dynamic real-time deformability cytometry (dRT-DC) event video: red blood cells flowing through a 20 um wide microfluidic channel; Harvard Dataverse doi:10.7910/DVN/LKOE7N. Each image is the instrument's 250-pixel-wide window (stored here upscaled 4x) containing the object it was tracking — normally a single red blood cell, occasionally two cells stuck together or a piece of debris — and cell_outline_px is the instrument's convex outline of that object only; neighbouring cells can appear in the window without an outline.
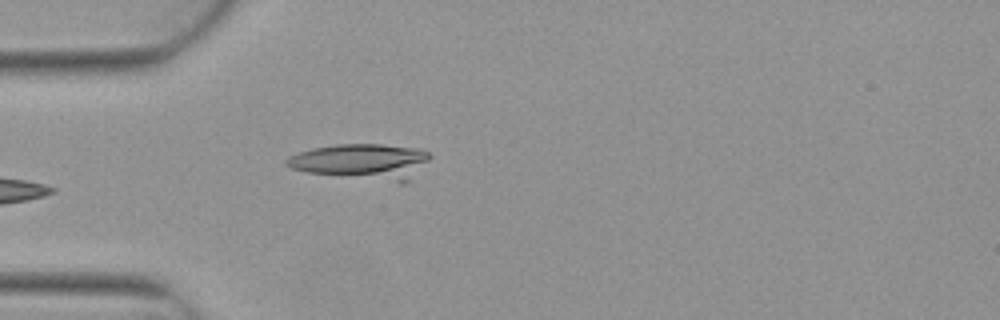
{"species": "Egyptian fruit bat (a non-hibernating species)", "species_latin": "Rousettus aegyptiacus", "temperature_condition": "warm", "stored_images_in_passage": 5, "camera_frame_rate_fps": 3000, "um_per_image_px": 0.085, "animal": {"sex": "female"}, "frame": {"image": 1, "passage_image": 5, "time_ms": 1.333, "image_size_px": [1000, 320], "cell_outline_px": [[432, 156], [404, 184], [400, 184], [308, 172], [292, 168], [284, 164], [284, 160], [288, 156], [312, 148], [336, 144], [380, 144], [420, 148], [428, 152]], "centroid_in_image_um": [30.76, 13.74], "position_along_channel_um": 54.2, "area_um2": 29.94}}